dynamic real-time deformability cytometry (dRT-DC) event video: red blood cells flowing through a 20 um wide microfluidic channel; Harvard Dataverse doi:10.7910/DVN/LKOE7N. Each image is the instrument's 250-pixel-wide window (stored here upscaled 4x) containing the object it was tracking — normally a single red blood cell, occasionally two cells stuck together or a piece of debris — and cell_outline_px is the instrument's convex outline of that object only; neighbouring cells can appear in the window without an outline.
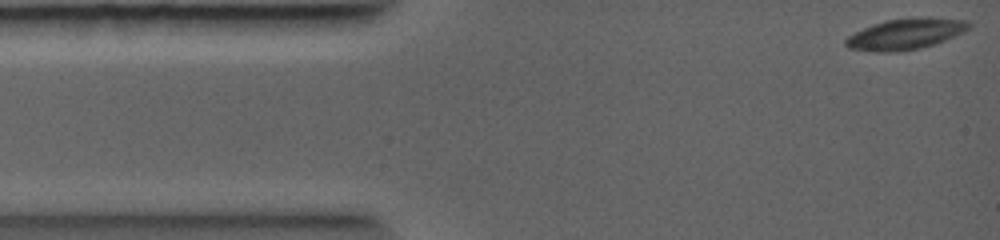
{"species": "common noctule bat (a hibernating species)", "species_latin": "Nyctalus noctula", "temperature_condition": "warm", "stored_images_in_passage": 4, "camera_frame_rate_fps": 5000, "um_per_image_px": 0.085, "animal": {"sex": "female", "body_mass_g": 19.0, "forearm_length_mm": 56.7}, "frame": {"image": 1, "passage_image": 1, "time_ms": 0.0, "image_size_px": [1000, 240], "cell_outline_px": [[972, 28], [964, 32], [944, 40], [920, 48], [896, 52], [872, 52], [848, 48], [844, 44], [844, 40], [848, 36], [872, 24], [888, 20], [920, 16], [928, 16], [968, 20], [972, 24]], "centroid_in_image_um": [77.0, 2.87], "position_along_channel_um": 8.0, "area_um2": 22.48}}
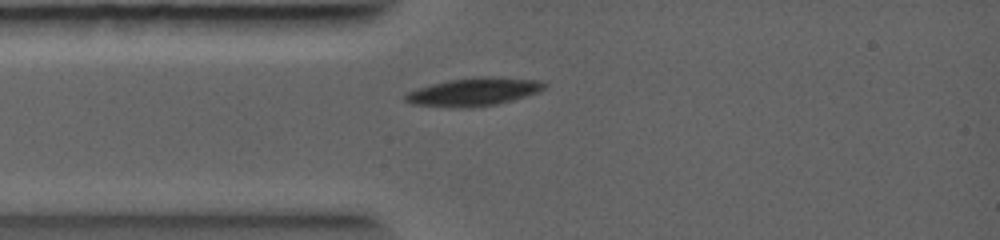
{"frame": {"image": 2, "passage_image": 4, "time_ms": 1.8, "image_size_px": [1000, 240], "cell_outline_px": [[548, 84], [544, 88], [528, 96], [496, 104], [472, 108], [452, 108], [412, 104], [404, 100], [404, 96], [408, 92], [416, 88], [448, 80], [480, 76], [488, 76], [540, 80]], "centroid_in_image_um": [40.25, 7.81], "position_along_channel_um": 44.7, "area_um2": 22.95}}